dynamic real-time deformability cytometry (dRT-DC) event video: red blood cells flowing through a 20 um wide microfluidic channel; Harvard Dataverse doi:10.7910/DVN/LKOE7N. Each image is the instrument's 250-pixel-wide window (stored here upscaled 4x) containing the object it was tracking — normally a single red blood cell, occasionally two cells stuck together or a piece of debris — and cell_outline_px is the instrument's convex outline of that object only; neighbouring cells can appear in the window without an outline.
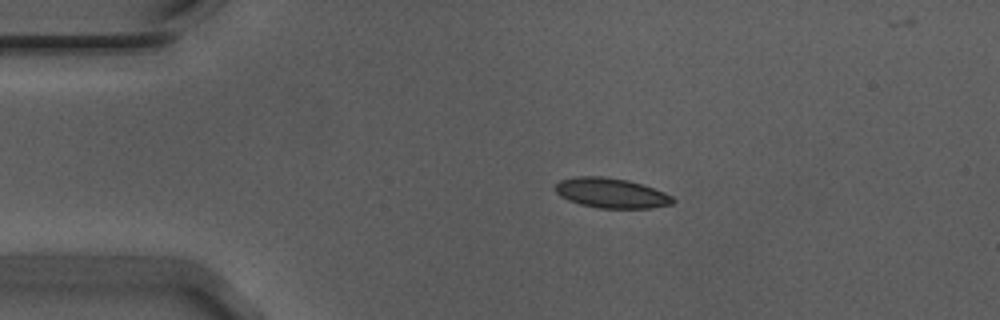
{"species": "Egyptian fruit bat (a non-hibernating species)", "species_latin": "Rousettus aegyptiacus", "temperature_condition": "warm", "stored_images_in_passage": 46, "camera_frame_rate_fps": 3000, "um_per_image_px": 0.085, "animal": {"sex": "male"}, "frame": {"image": 1, "passage_image": 1, "time_ms": 0.0, "image_size_px": [1000, 320], "cell_outline_px": [[676, 200], [672, 204], [652, 208], [600, 208], [580, 204], [568, 200], [560, 196], [556, 192], [556, 184], [560, 180], [576, 176], [600, 176], [628, 180], [664, 192], [672, 196]], "centroid_in_image_um": [51.95, 16.41], "position_along_channel_um": 33.0, "area_um2": 20.4}}
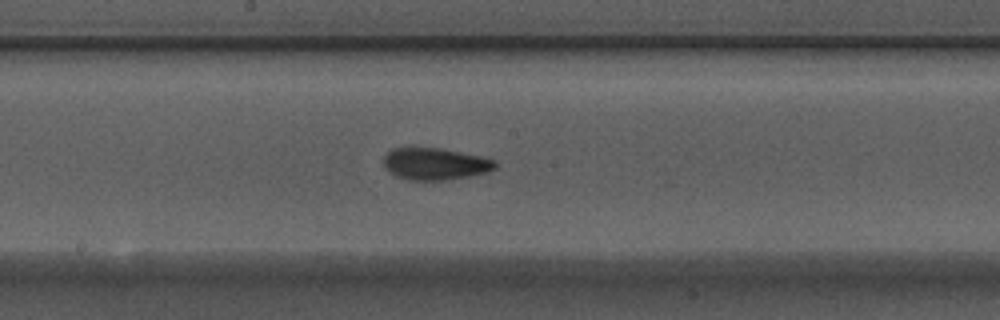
{"frame": {"image": 2, "passage_image": 19, "time_ms": 6.0, "image_size_px": [1000, 320], "cell_outline_px": [[496, 168], [488, 172], [468, 176], [444, 180], [408, 180], [396, 176], [388, 172], [384, 168], [384, 156], [392, 148], [408, 144], [412, 144], [440, 148], [484, 156], [496, 160]], "centroid_in_image_um": [36.93, 13.88], "position_along_channel_um": 211.3, "area_um2": 21.68}}
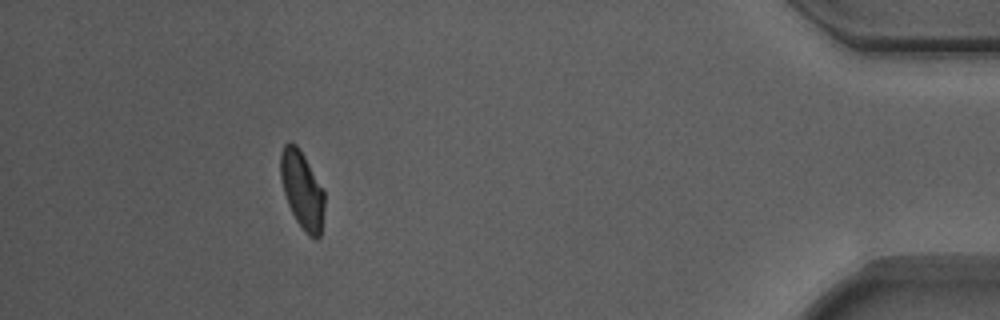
{"frame": {"image": 3, "passage_image": 40, "time_ms": 13.0, "image_size_px": [1000, 320], "cell_outline_px": [[324, 208], [320, 236], [316, 240], [308, 236], [304, 232], [296, 220], [288, 204], [284, 192], [280, 176], [280, 152], [284, 144], [288, 140], [296, 144], [304, 156], [324, 192]], "centroid_in_image_um": [25.66, 16.15], "position_along_channel_um": 409.5, "area_um2": 19.77}, "authors_computed_cell_mechanics": {"area_um2": 20.6635, "velocity_mm_per_s": 3.6992, "shape_relaxation_time_tau1_ms": 4.5469, "shape_relaxation_time_tau2_ms": 2.1503, "deformation_change_tau1": 0.1297, "deformation_change_tau2": 0.0764}}